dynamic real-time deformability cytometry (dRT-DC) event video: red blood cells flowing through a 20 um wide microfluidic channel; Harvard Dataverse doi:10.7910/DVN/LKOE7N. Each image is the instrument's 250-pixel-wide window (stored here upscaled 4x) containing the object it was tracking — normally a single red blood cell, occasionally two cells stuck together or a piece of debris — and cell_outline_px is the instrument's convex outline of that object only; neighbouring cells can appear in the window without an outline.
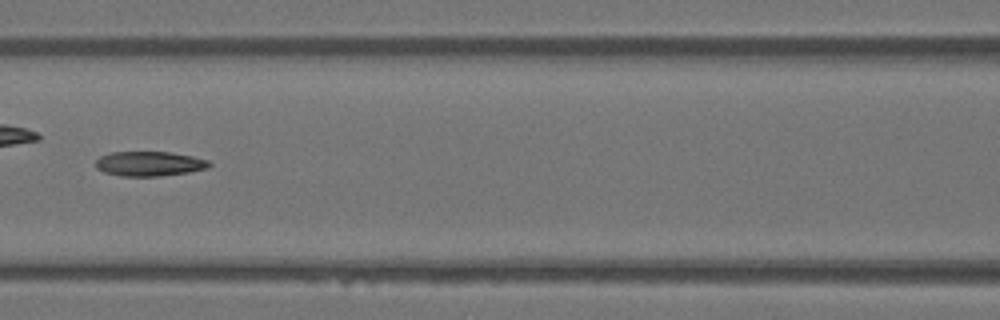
{"species": "Egyptian fruit bat (a non-hibernating species)", "species_latin": "Rousettus aegyptiacus", "temperature_condition": "warm", "stored_images_in_passage": 48, "camera_frame_rate_fps": 3000, "um_per_image_px": 0.085, "animal": {"sex": "female"}, "frame": {"image": 1, "passage_image": 21, "time_ms": 6.667, "image_size_px": [1000, 320], "cell_outline_px": [[212, 164], [208, 168], [188, 172], [160, 176], [120, 176], [104, 172], [96, 168], [96, 160], [100, 156], [112, 152], [168, 152], [192, 156], [208, 160]], "centroid_in_image_um": [12.69, 13.92], "position_along_channel_um": 153.9, "area_um2": 16.3}}
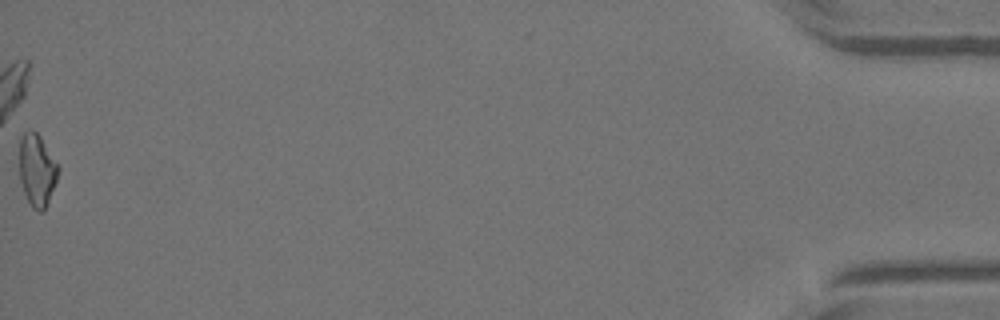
{"frame": {"image": 2, "passage_image": 48, "time_ms": 15.667, "image_size_px": [1000, 320], "cell_outline_px": [[60, 168], [56, 180], [48, 200], [44, 208], [40, 212], [32, 208], [24, 192], [20, 180], [20, 136], [24, 132], [32, 128], [40, 136]], "centroid_in_image_um": [3.13, 14.41], "position_along_channel_um": 432.1, "area_um2": 16.07}}